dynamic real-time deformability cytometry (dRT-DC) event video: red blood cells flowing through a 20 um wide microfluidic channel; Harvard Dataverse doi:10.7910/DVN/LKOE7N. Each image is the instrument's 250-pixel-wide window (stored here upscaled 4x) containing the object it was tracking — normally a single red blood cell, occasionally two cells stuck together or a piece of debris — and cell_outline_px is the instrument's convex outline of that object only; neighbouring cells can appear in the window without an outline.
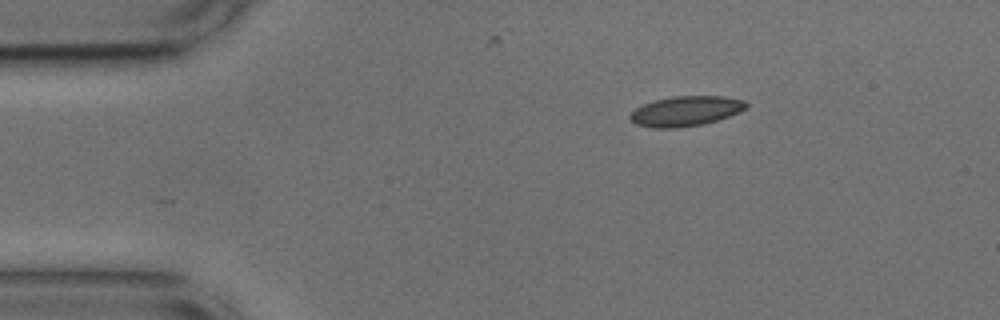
{"species": "common noctule bat (a hibernating species)", "species_latin": "Nyctalus noctula", "temperature_condition": "cold", "stored_images_in_passage": 46, "camera_frame_rate_fps": 3000, "um_per_image_px": 0.085, "animal": {"sex": "male", "body_mass_g": 17.9, "forearm_length_mm": 54.2}, "frame": {"image": 1, "passage_image": 1, "time_ms": 0.0, "image_size_px": [1000, 320], "cell_outline_px": [[748, 108], [740, 112], [704, 124], [676, 128], [652, 128], [636, 124], [628, 116], [636, 108], [644, 104], [656, 100], [672, 96], [724, 96], [744, 100], [748, 104]], "centroid_in_image_um": [58.31, 9.44], "position_along_channel_um": 26.7, "area_um2": 20.29}}
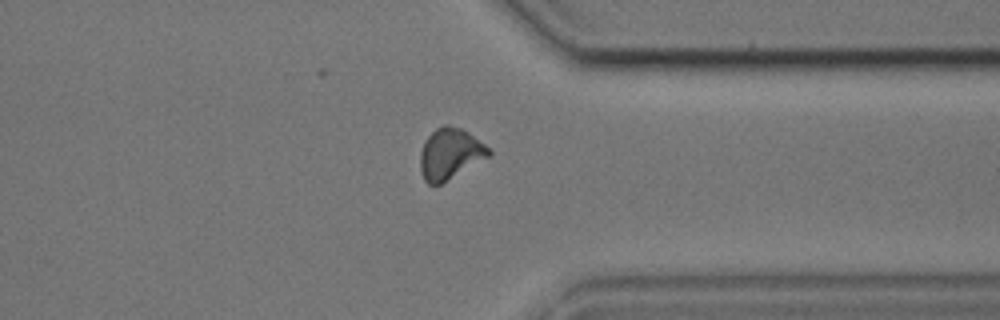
{"frame": {"image": 2, "passage_image": 34, "time_ms": 11.0, "image_size_px": [1000, 320], "cell_outline_px": [[492, 152], [488, 156], [440, 184], [428, 184], [424, 180], [420, 172], [420, 152], [424, 140], [436, 128], [444, 124], [448, 124], [460, 128], [468, 132], [484, 144]], "centroid_in_image_um": [38.2, 13.05], "position_along_channel_um": 373.2, "area_um2": 20.06}}
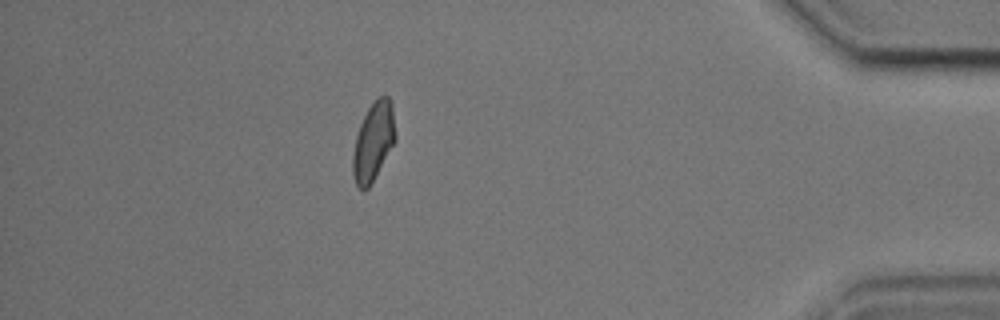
{"frame": {"image": 3, "passage_image": 40, "time_ms": 13.0, "image_size_px": [1000, 320], "cell_outline_px": [[396, 140], [368, 188], [360, 188], [356, 184], [352, 172], [352, 156], [356, 136], [360, 124], [368, 108], [380, 96], [388, 96], [392, 104], [396, 136]], "centroid_in_image_um": [31.73, 12.02], "position_along_channel_um": 403.5, "area_um2": 19.13}, "authors_computed_cell_mechanics": {"area_um2": 19.4208, "velocity_mm_per_s": 3.6699, "shape_relaxation_time_tau1_ms": null, "shape_relaxation_time_tau2_ms": 1.2993, "deformation_change_tau1": null, "deformation_change_tau2": 0.0632}}